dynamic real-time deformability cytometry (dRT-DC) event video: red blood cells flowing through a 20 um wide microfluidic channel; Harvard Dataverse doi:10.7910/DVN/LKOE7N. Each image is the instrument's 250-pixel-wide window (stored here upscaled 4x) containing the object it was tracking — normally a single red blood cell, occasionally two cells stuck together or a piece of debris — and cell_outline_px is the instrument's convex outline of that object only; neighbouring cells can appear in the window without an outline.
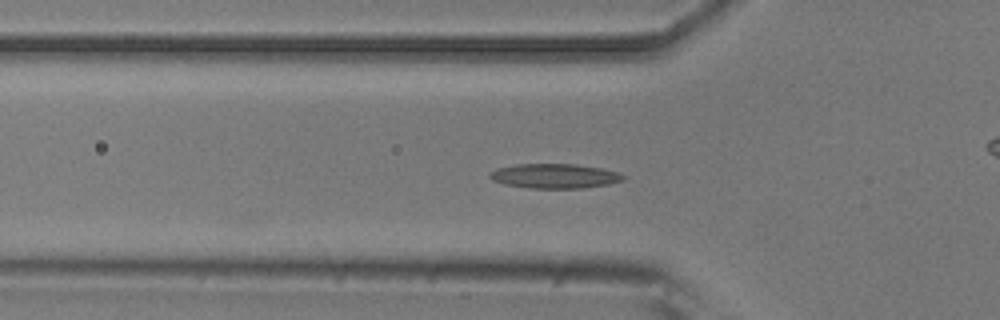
{"species": "common noctule bat (a hibernating species)", "species_latin": "Nyctalus noctula", "temperature_condition": "room temperature", "stored_images_in_passage": 4, "camera_frame_rate_fps": 3000, "um_per_image_px": 0.085, "animal": {"sex": "male", "body_mass_g": 20.5, "forearm_length_mm": 52.5}, "frame": {"image": 1, "passage_image": 4, "time_ms": 3.333, "image_size_px": [1000, 320], "cell_outline_px": [[624, 180], [608, 184], [584, 188], [532, 188], [504, 184], [492, 180], [488, 176], [488, 172], [496, 168], [516, 164], [576, 164], [600, 168], [616, 172], [624, 176]], "centroid_in_image_um": [47.09, 14.96], "position_along_channel_um": 78.7, "area_um2": 19.07}}